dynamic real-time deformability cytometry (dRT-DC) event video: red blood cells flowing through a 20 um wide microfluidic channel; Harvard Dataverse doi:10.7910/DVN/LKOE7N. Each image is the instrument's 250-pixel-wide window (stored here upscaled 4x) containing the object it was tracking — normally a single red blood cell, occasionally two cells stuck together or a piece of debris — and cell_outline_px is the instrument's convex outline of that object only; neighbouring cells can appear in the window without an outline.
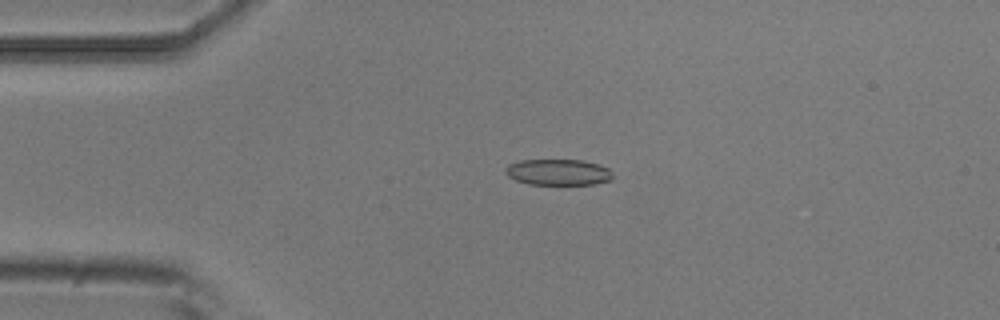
{"species": "common noctule bat (a hibernating species)", "species_latin": "Nyctalus noctula", "temperature_condition": "room temperature", "stored_images_in_passage": 8, "camera_frame_rate_fps": 3000, "um_per_image_px": 0.085, "animal": {"sex": "male", "body_mass_g": 20.5, "forearm_length_mm": 52.5}, "frame": {"image": 1, "passage_image": 1, "time_ms": 0.0, "image_size_px": [1000, 320], "cell_outline_px": [[612, 180], [592, 184], [528, 184], [516, 180], [508, 176], [504, 172], [504, 168], [508, 164], [520, 160], [580, 160], [596, 164], [608, 168], [612, 172]], "centroid_in_image_um": [47.41, 14.63], "position_along_channel_um": 37.6, "area_um2": 16.24}}
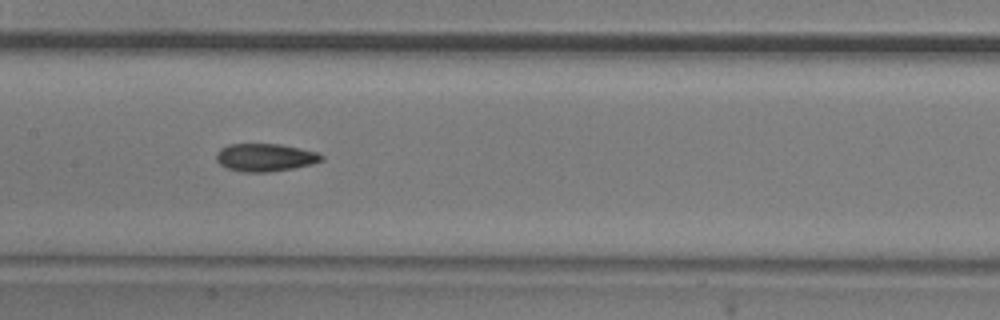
{"frame": {"image": 2, "passage_image": 5, "time_ms": 1.333, "image_size_px": [1000, 320], "cell_outline_px": [[324, 160], [312, 164], [292, 168], [268, 172], [240, 172], [228, 168], [220, 164], [216, 160], [216, 152], [220, 148], [228, 144], [280, 144], [320, 152], [324, 156]], "centroid_in_image_um": [22.55, 13.38], "position_along_channel_um": 184.8, "area_um2": 17.22}}
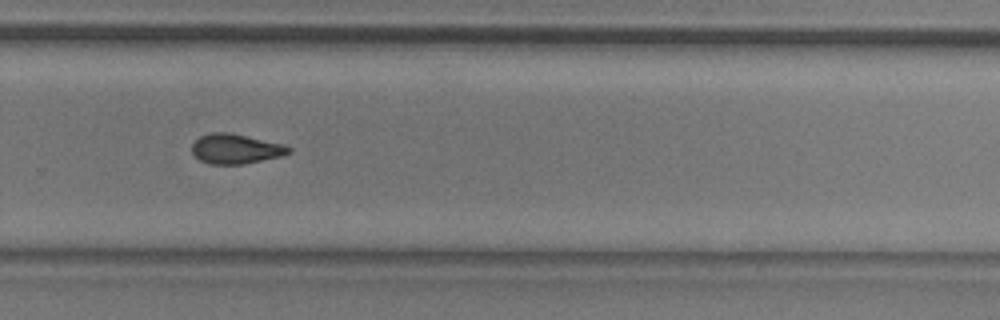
{"frame": {"image": 3, "passage_image": 8, "time_ms": 2.333, "image_size_px": [1000, 320], "cell_outline_px": [[292, 152], [280, 156], [244, 164], [208, 164], [200, 160], [192, 152], [192, 144], [200, 136], [212, 132], [228, 132], [280, 144], [292, 148]], "centroid_in_image_um": [20.0, 12.66], "position_along_channel_um": 309.8, "area_um2": 16.53}}